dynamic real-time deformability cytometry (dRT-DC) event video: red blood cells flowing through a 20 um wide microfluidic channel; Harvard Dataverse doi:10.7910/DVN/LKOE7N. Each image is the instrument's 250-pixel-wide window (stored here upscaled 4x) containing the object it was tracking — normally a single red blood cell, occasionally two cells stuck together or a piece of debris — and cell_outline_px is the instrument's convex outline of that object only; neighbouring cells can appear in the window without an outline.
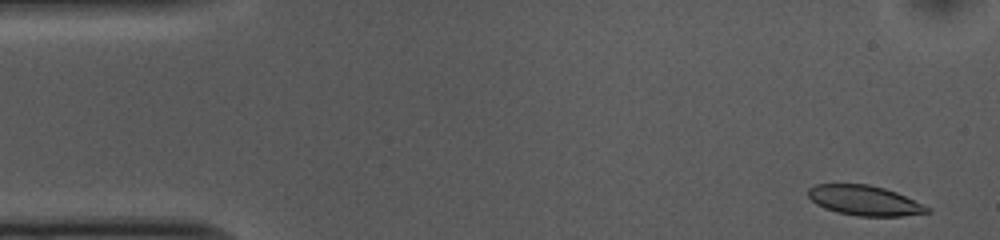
{"species": "common noctule bat (a hibernating species)", "species_latin": "Nyctalus noctula", "temperature_condition": "cold", "stored_images_in_passage": 52, "camera_frame_rate_fps": 3000, "um_per_image_px": 0.085, "animal": {"sex": "female", "body_mass_g": 10.0, "forearm_length_mm": 53.1}, "frame": {"image": 1, "passage_image": 2, "time_ms": 0.333, "image_size_px": [1000, 240], "cell_outline_px": [[932, 212], [904, 216], [860, 216], [836, 212], [824, 208], [816, 204], [808, 196], [808, 188], [816, 184], [868, 184], [884, 188], [896, 192], [932, 208]], "centroid_in_image_um": [73.5, 17.04], "position_along_channel_um": 11.5, "area_um2": 20.87}}
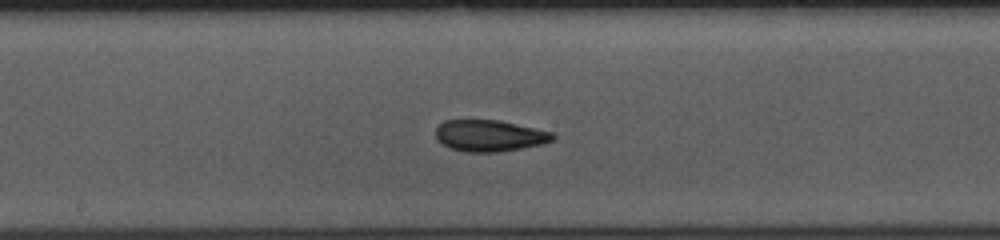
{"frame": {"image": 2, "passage_image": 26, "time_ms": 8.333, "image_size_px": [1000, 240], "cell_outline_px": [[556, 136], [552, 140], [544, 144], [496, 152], [464, 152], [448, 148], [436, 140], [436, 128], [444, 120], [500, 120], [552, 132]], "centroid_in_image_um": [41.58, 11.54], "position_along_channel_um": 206.6, "area_um2": 21.56}}
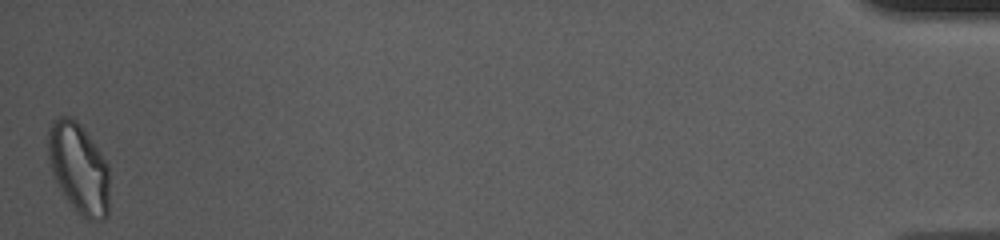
{"frame": {"image": 3, "passage_image": 52, "time_ms": 17.0, "image_size_px": [1000, 240], "cell_outline_px": [[108, 216], [104, 220], [84, 220], [80, 216], [64, 196], [52, 176], [48, 160], [48, 128], [52, 120], [60, 116], [68, 116], [76, 120], [80, 124], [100, 152], [108, 164]], "centroid_in_image_um": [6.67, 14.32], "position_along_channel_um": 428.5, "area_um2": 32.66}, "authors_computed_cell_mechanics": {"area_um2": 21.8773, "velocity_mm_per_s": 3.6946, "shape_relaxation_time_tau1_ms": 8.3192, "shape_relaxation_time_tau2_ms": 4.855, "deformation_change_tau1": 0.1769, "deformation_change_tau2": 0.0985}}